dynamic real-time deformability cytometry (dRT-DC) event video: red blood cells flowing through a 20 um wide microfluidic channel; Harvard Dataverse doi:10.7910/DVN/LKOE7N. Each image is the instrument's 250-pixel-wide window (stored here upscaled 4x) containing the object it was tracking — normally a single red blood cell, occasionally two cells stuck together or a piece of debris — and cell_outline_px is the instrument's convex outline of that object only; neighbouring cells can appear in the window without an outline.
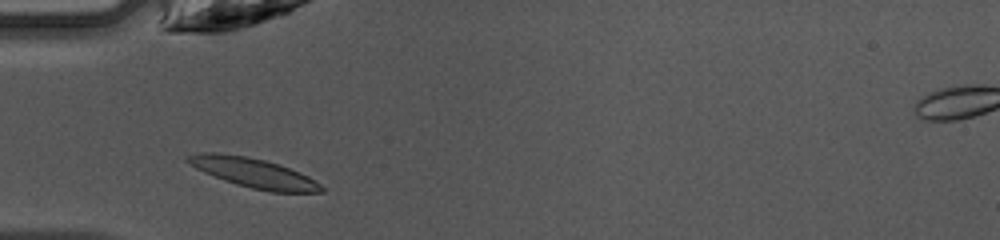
{"species": "common noctule bat (a hibernating species)", "species_latin": "Nyctalus noctula", "temperature_condition": "warm", "stored_images_in_passage": 35, "camera_frame_rate_fps": 3000, "um_per_image_px": 0.085, "animal": {"sex": "female", "body_mass_g": 10.0, "forearm_length_mm": 53.1}, "frame": {"image": 1, "passage_image": 3, "time_ms": 0.667, "image_size_px": [1000, 240], "cell_outline_px": [[324, 192], [268, 192], [236, 184], [224, 180], [204, 172], [188, 164], [184, 160], [184, 156], [200, 152], [220, 152], [248, 156], [264, 160], [300, 172], [308, 176], [320, 184], [324, 188]], "centroid_in_image_um": [21.5, 14.68], "position_along_channel_um": 63.5, "area_um2": 23.06}}
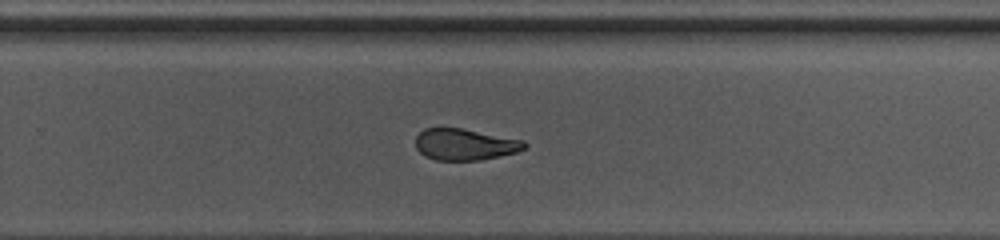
{"frame": {"image": 2, "passage_image": 19, "time_ms": 6.0, "image_size_px": [1000, 240], "cell_outline_px": [[528, 144], [524, 148], [516, 152], [480, 160], [436, 160], [424, 156], [416, 148], [416, 136], [424, 128], [460, 128], [524, 140]], "centroid_in_image_um": [39.5, 12.28], "position_along_channel_um": 290.3, "area_um2": 19.83}}
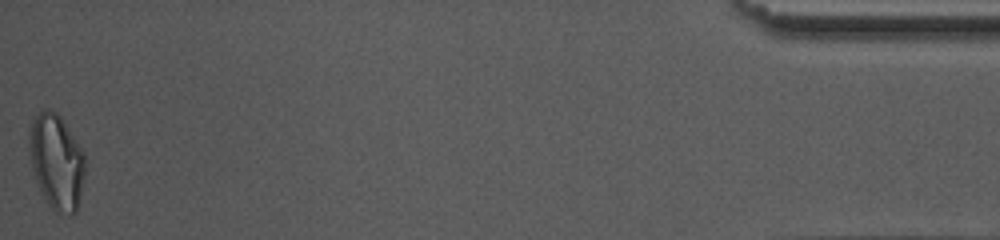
{"frame": {"image": 3, "passage_image": 35, "time_ms": 11.333, "image_size_px": [1000, 240], "cell_outline_px": [[84, 176], [76, 212], [72, 216], [56, 212], [48, 204], [36, 180], [32, 164], [28, 140], [28, 132], [32, 120], [44, 108], [48, 108], [56, 112], [60, 116], [84, 152]], "centroid_in_image_um": [4.8, 13.73], "position_along_channel_um": 430.4, "area_um2": 30.63}, "authors_computed_cell_mechanics": {"area_um2": 21.7328, "velocity_mm_per_s": 4.2811, "shape_relaxation_time_tau1_ms": 5.7647, "shape_relaxation_time_tau2_ms": 2.0734, "deformation_change_tau1": 0.167, "deformation_change_tau2": 0.1004}}